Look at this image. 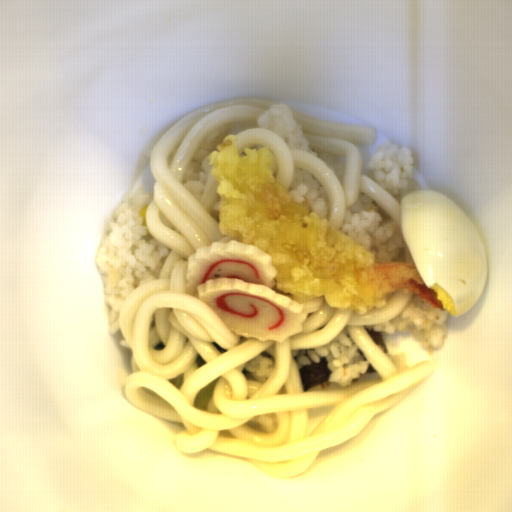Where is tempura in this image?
Returning <instances> with one entry per match:
<instances>
[{
	"label": "tempura",
	"instance_id": "8679c707",
	"mask_svg": "<svg viewBox=\"0 0 512 512\" xmlns=\"http://www.w3.org/2000/svg\"><path fill=\"white\" fill-rule=\"evenodd\" d=\"M238 140L229 134L208 155L219 182V230L271 256L278 270L271 289L298 304L323 296L333 308L358 312L374 309L398 289L430 307L443 306L415 263L375 261L352 237L332 229L307 199L293 201L272 173L269 147L244 148L247 155L240 157Z\"/></svg>",
	"mask_w": 512,
	"mask_h": 512
}]
</instances>
